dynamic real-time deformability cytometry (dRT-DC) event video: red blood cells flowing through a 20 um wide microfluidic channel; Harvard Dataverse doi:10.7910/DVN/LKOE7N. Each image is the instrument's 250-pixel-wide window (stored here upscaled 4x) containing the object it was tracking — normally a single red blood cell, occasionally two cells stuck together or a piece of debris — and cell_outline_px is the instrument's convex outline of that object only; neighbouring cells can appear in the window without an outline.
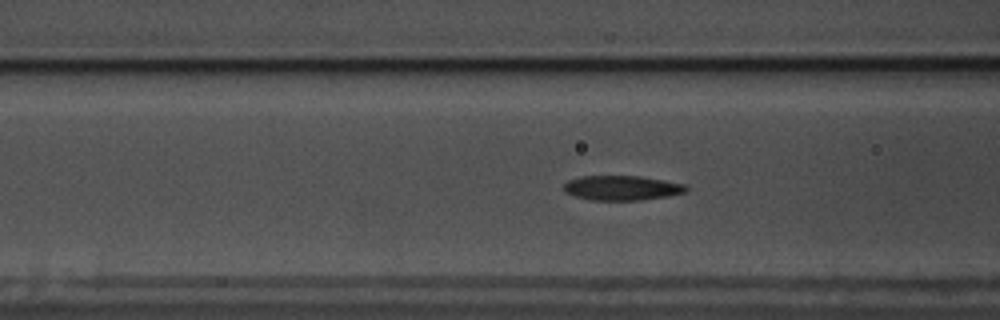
{"species": "common noctule bat (a hibernating species)", "species_latin": "Nyctalus noctula", "temperature_condition": "warm", "stored_images_in_passage": 58, "camera_frame_rate_fps": 3000, "um_per_image_px": 0.085, "animal": {"sex": "male", "body_mass_g": 17.5, "forearm_length_mm": 52.3}, "frame": {"image": 1, "passage_image": 22, "time_ms": 7.0, "image_size_px": [1000, 320], "cell_outline_px": [[688, 192], [668, 196], [640, 200], [592, 200], [576, 196], [564, 192], [564, 184], [568, 180], [580, 176], [640, 176], [664, 180], [684, 184], [688, 188]], "centroid_in_image_um": [52.87, 15.97], "position_along_channel_um": 113.7, "area_um2": 17.63}}
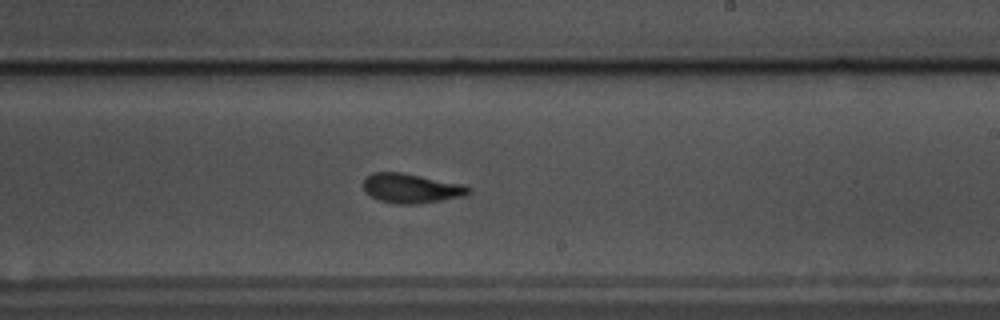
{"frame": {"image": 2, "passage_image": 34, "time_ms": 11.0, "image_size_px": [1000, 320], "cell_outline_px": [[472, 192], [464, 196], [416, 204], [396, 204], [380, 200], [372, 196], [364, 188], [364, 180], [372, 172], [400, 172], [464, 184], [472, 188]], "centroid_in_image_um": [35.01, 16.0], "position_along_channel_um": 254.0, "area_um2": 17.92}}
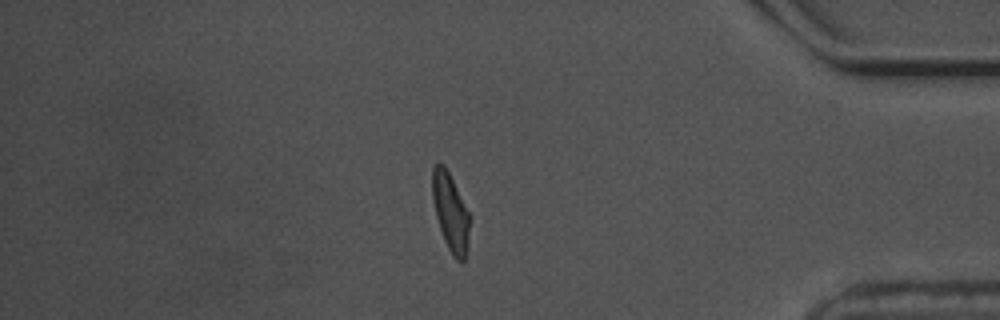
{"frame": {"image": 3, "passage_image": 49, "time_ms": 16.0, "image_size_px": [1000, 320], "cell_outline_px": [[472, 216], [468, 248], [464, 260], [456, 260], [452, 256], [444, 240], [436, 216], [432, 200], [432, 168], [440, 160], [444, 164]], "centroid_in_image_um": [38.32, 18.03], "position_along_channel_um": 396.9, "area_um2": 17.46}, "authors_computed_cell_mechanics": {"area_um2": 17.6868, "velocity_mm_per_s": 3.5233, "shape_relaxation_time_tau1_ms": 6.7102, "shape_relaxation_time_tau2_ms": 2.1442, "deformation_change_tau1": 0.2151, "deformation_change_tau2": 0.0903}}